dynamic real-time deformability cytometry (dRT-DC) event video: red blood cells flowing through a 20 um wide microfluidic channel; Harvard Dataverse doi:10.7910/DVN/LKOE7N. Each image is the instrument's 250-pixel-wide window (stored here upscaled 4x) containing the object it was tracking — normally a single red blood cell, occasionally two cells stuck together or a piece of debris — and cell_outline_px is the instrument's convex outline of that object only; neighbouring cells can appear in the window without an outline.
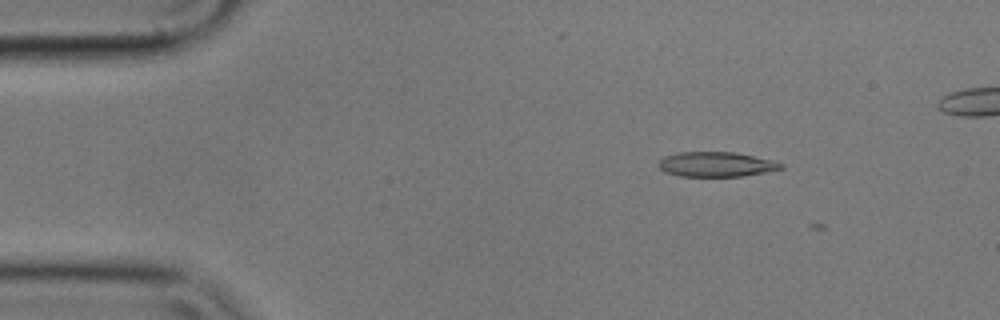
{"species": "common noctule bat (a hibernating species)", "species_latin": "Nyctalus noctula", "temperature_condition": "cold", "stored_images_in_passage": 5, "camera_frame_rate_fps": 3000, "um_per_image_px": 0.085, "animal": {"sex": "male", "body_mass_g": 17.9}, "frame": {"image": 1, "passage_image": 2, "time_ms": 0.333, "image_size_px": [1000, 320], "cell_outline_px": [[784, 168], [744, 176], [680, 176], [664, 172], [656, 164], [664, 156], [680, 152], [736, 152], [772, 160], [784, 164]], "centroid_in_image_um": [60.86, 13.96], "position_along_channel_um": 24.1, "area_um2": 17.74}}